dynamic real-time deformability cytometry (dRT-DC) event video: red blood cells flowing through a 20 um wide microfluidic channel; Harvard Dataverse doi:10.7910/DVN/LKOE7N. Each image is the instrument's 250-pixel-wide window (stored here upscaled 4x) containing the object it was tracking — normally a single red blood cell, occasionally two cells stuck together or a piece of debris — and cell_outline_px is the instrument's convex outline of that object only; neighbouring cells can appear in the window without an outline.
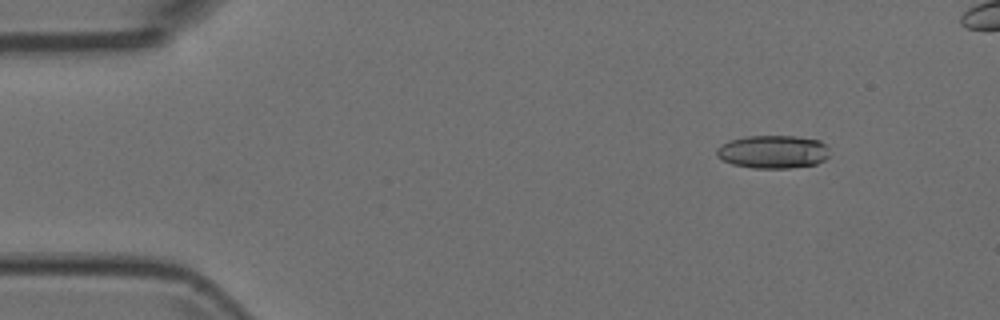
{"species": "Egyptian fruit bat (a non-hibernating species)", "species_latin": "Rousettus aegyptiacus", "temperature_condition": "room temperature", "stored_images_in_passage": 6, "camera_frame_rate_fps": 3000, "um_per_image_px": 0.085, "animal": {"sex": "female"}, "frame": {"image": 1, "passage_image": 2, "time_ms": 0.333, "image_size_px": [1000, 320], "cell_outline_px": [[828, 156], [824, 160], [816, 164], [788, 168], [752, 168], [732, 164], [716, 156], [716, 148], [720, 144], [728, 140], [748, 136], [796, 136], [820, 140], [828, 148]], "centroid_in_image_um": [65.67, 12.9], "position_along_channel_um": 19.3, "area_um2": 21.91}}
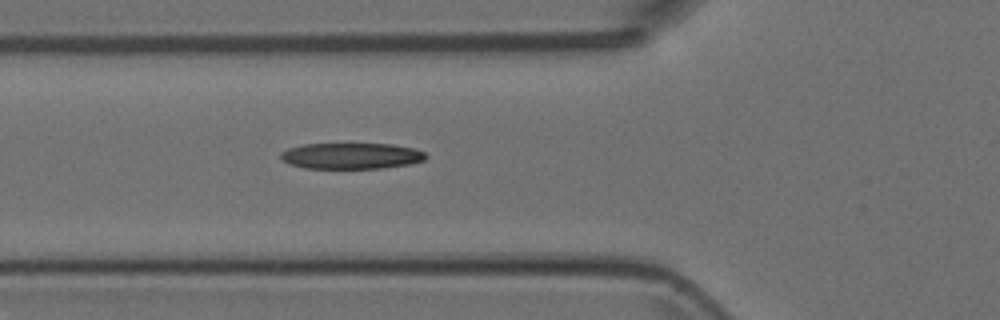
{"frame": {"image": 2, "passage_image": 6, "time_ms": 1.667, "image_size_px": [1000, 320], "cell_outline_px": [[428, 156], [424, 160], [408, 164], [380, 168], [304, 168], [288, 164], [280, 160], [280, 152], [288, 148], [304, 144], [392, 144], [416, 148], [424, 152]], "centroid_in_image_um": [29.83, 13.25], "position_along_channel_um": 96.0, "area_um2": 22.14}}